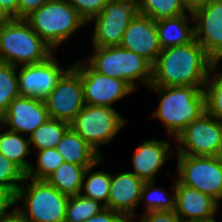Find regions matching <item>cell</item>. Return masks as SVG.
I'll return each instance as SVG.
<instances>
[{
  "label": "cell",
  "instance_id": "1",
  "mask_svg": "<svg viewBox=\"0 0 222 222\" xmlns=\"http://www.w3.org/2000/svg\"><path fill=\"white\" fill-rule=\"evenodd\" d=\"M216 64L196 40L165 48L152 64L151 85L205 87Z\"/></svg>",
  "mask_w": 222,
  "mask_h": 222
},
{
  "label": "cell",
  "instance_id": "2",
  "mask_svg": "<svg viewBox=\"0 0 222 222\" xmlns=\"http://www.w3.org/2000/svg\"><path fill=\"white\" fill-rule=\"evenodd\" d=\"M148 90L159 100L150 115L164 126L174 146L185 127L206 111L204 87L150 85Z\"/></svg>",
  "mask_w": 222,
  "mask_h": 222
},
{
  "label": "cell",
  "instance_id": "3",
  "mask_svg": "<svg viewBox=\"0 0 222 222\" xmlns=\"http://www.w3.org/2000/svg\"><path fill=\"white\" fill-rule=\"evenodd\" d=\"M92 49L83 60L99 74L124 80L136 93L151 85L152 64L141 55L120 45Z\"/></svg>",
  "mask_w": 222,
  "mask_h": 222
},
{
  "label": "cell",
  "instance_id": "4",
  "mask_svg": "<svg viewBox=\"0 0 222 222\" xmlns=\"http://www.w3.org/2000/svg\"><path fill=\"white\" fill-rule=\"evenodd\" d=\"M55 51L25 19H7L0 29V62L15 67L39 63Z\"/></svg>",
  "mask_w": 222,
  "mask_h": 222
},
{
  "label": "cell",
  "instance_id": "5",
  "mask_svg": "<svg viewBox=\"0 0 222 222\" xmlns=\"http://www.w3.org/2000/svg\"><path fill=\"white\" fill-rule=\"evenodd\" d=\"M25 20L54 51L87 25L68 0H50Z\"/></svg>",
  "mask_w": 222,
  "mask_h": 222
},
{
  "label": "cell",
  "instance_id": "6",
  "mask_svg": "<svg viewBox=\"0 0 222 222\" xmlns=\"http://www.w3.org/2000/svg\"><path fill=\"white\" fill-rule=\"evenodd\" d=\"M69 197L46 180L26 177L17 191L16 209L27 222H64Z\"/></svg>",
  "mask_w": 222,
  "mask_h": 222
},
{
  "label": "cell",
  "instance_id": "7",
  "mask_svg": "<svg viewBox=\"0 0 222 222\" xmlns=\"http://www.w3.org/2000/svg\"><path fill=\"white\" fill-rule=\"evenodd\" d=\"M127 123L128 119L114 107L86 104L70 127L103 156L102 146L111 145Z\"/></svg>",
  "mask_w": 222,
  "mask_h": 222
},
{
  "label": "cell",
  "instance_id": "8",
  "mask_svg": "<svg viewBox=\"0 0 222 222\" xmlns=\"http://www.w3.org/2000/svg\"><path fill=\"white\" fill-rule=\"evenodd\" d=\"M176 179L183 185L199 190L222 201V161L215 156L175 154Z\"/></svg>",
  "mask_w": 222,
  "mask_h": 222
},
{
  "label": "cell",
  "instance_id": "9",
  "mask_svg": "<svg viewBox=\"0 0 222 222\" xmlns=\"http://www.w3.org/2000/svg\"><path fill=\"white\" fill-rule=\"evenodd\" d=\"M222 137V121L205 111L175 138V154L215 156Z\"/></svg>",
  "mask_w": 222,
  "mask_h": 222
},
{
  "label": "cell",
  "instance_id": "10",
  "mask_svg": "<svg viewBox=\"0 0 222 222\" xmlns=\"http://www.w3.org/2000/svg\"><path fill=\"white\" fill-rule=\"evenodd\" d=\"M137 13V5L108 1L104 9L87 23L89 26L94 23L92 47L120 45L125 30Z\"/></svg>",
  "mask_w": 222,
  "mask_h": 222
},
{
  "label": "cell",
  "instance_id": "11",
  "mask_svg": "<svg viewBox=\"0 0 222 222\" xmlns=\"http://www.w3.org/2000/svg\"><path fill=\"white\" fill-rule=\"evenodd\" d=\"M44 100L49 118L71 123L86 105L80 71L72 64Z\"/></svg>",
  "mask_w": 222,
  "mask_h": 222
},
{
  "label": "cell",
  "instance_id": "12",
  "mask_svg": "<svg viewBox=\"0 0 222 222\" xmlns=\"http://www.w3.org/2000/svg\"><path fill=\"white\" fill-rule=\"evenodd\" d=\"M72 64L81 74L85 104L114 107L118 101L136 93L124 80L99 74L83 58L75 59Z\"/></svg>",
  "mask_w": 222,
  "mask_h": 222
},
{
  "label": "cell",
  "instance_id": "13",
  "mask_svg": "<svg viewBox=\"0 0 222 222\" xmlns=\"http://www.w3.org/2000/svg\"><path fill=\"white\" fill-rule=\"evenodd\" d=\"M55 53L42 62L17 67L20 96L44 100L56 87L73 62L64 66Z\"/></svg>",
  "mask_w": 222,
  "mask_h": 222
},
{
  "label": "cell",
  "instance_id": "14",
  "mask_svg": "<svg viewBox=\"0 0 222 222\" xmlns=\"http://www.w3.org/2000/svg\"><path fill=\"white\" fill-rule=\"evenodd\" d=\"M191 12L195 40L217 64H222V0H211Z\"/></svg>",
  "mask_w": 222,
  "mask_h": 222
},
{
  "label": "cell",
  "instance_id": "15",
  "mask_svg": "<svg viewBox=\"0 0 222 222\" xmlns=\"http://www.w3.org/2000/svg\"><path fill=\"white\" fill-rule=\"evenodd\" d=\"M49 119L45 100L16 97L1 116L3 129L29 137Z\"/></svg>",
  "mask_w": 222,
  "mask_h": 222
},
{
  "label": "cell",
  "instance_id": "16",
  "mask_svg": "<svg viewBox=\"0 0 222 222\" xmlns=\"http://www.w3.org/2000/svg\"><path fill=\"white\" fill-rule=\"evenodd\" d=\"M174 156L175 147L173 148L169 141L157 138L144 140L133 152V171L130 172L144 182L156 181L157 174Z\"/></svg>",
  "mask_w": 222,
  "mask_h": 222
},
{
  "label": "cell",
  "instance_id": "17",
  "mask_svg": "<svg viewBox=\"0 0 222 222\" xmlns=\"http://www.w3.org/2000/svg\"><path fill=\"white\" fill-rule=\"evenodd\" d=\"M120 46L153 64L162 51L156 23L149 16L137 13L125 30Z\"/></svg>",
  "mask_w": 222,
  "mask_h": 222
},
{
  "label": "cell",
  "instance_id": "18",
  "mask_svg": "<svg viewBox=\"0 0 222 222\" xmlns=\"http://www.w3.org/2000/svg\"><path fill=\"white\" fill-rule=\"evenodd\" d=\"M144 181L130 171L111 173L110 194L106 208L124 214L131 222L137 218Z\"/></svg>",
  "mask_w": 222,
  "mask_h": 222
},
{
  "label": "cell",
  "instance_id": "19",
  "mask_svg": "<svg viewBox=\"0 0 222 222\" xmlns=\"http://www.w3.org/2000/svg\"><path fill=\"white\" fill-rule=\"evenodd\" d=\"M175 213L183 222L206 221L219 214L221 204L208 194L175 182Z\"/></svg>",
  "mask_w": 222,
  "mask_h": 222
},
{
  "label": "cell",
  "instance_id": "20",
  "mask_svg": "<svg viewBox=\"0 0 222 222\" xmlns=\"http://www.w3.org/2000/svg\"><path fill=\"white\" fill-rule=\"evenodd\" d=\"M162 49L184 45L195 40L192 12L156 23Z\"/></svg>",
  "mask_w": 222,
  "mask_h": 222
},
{
  "label": "cell",
  "instance_id": "21",
  "mask_svg": "<svg viewBox=\"0 0 222 222\" xmlns=\"http://www.w3.org/2000/svg\"><path fill=\"white\" fill-rule=\"evenodd\" d=\"M65 162L90 167L102 156L71 127L56 146Z\"/></svg>",
  "mask_w": 222,
  "mask_h": 222
},
{
  "label": "cell",
  "instance_id": "22",
  "mask_svg": "<svg viewBox=\"0 0 222 222\" xmlns=\"http://www.w3.org/2000/svg\"><path fill=\"white\" fill-rule=\"evenodd\" d=\"M0 127V153L7 159L18 165L25 173L31 167L33 162H30L32 149L29 137H24L20 133H15Z\"/></svg>",
  "mask_w": 222,
  "mask_h": 222
},
{
  "label": "cell",
  "instance_id": "23",
  "mask_svg": "<svg viewBox=\"0 0 222 222\" xmlns=\"http://www.w3.org/2000/svg\"><path fill=\"white\" fill-rule=\"evenodd\" d=\"M106 160L107 158L102 156L92 166L87 167L81 190L83 196L97 200L105 206H107L110 194L111 171H107L106 169H98V171H95V168L99 167L102 163V165H104Z\"/></svg>",
  "mask_w": 222,
  "mask_h": 222
},
{
  "label": "cell",
  "instance_id": "24",
  "mask_svg": "<svg viewBox=\"0 0 222 222\" xmlns=\"http://www.w3.org/2000/svg\"><path fill=\"white\" fill-rule=\"evenodd\" d=\"M87 167L64 162L46 181L59 192L68 196L81 194L83 177Z\"/></svg>",
  "mask_w": 222,
  "mask_h": 222
},
{
  "label": "cell",
  "instance_id": "25",
  "mask_svg": "<svg viewBox=\"0 0 222 222\" xmlns=\"http://www.w3.org/2000/svg\"><path fill=\"white\" fill-rule=\"evenodd\" d=\"M172 184V192H169L164 187H159L156 185L155 181L145 182L141 191V197L139 205H145V211L143 213L149 211H171L175 210V201H176V190H175V182L176 177ZM158 186V187H157ZM170 193V194H169Z\"/></svg>",
  "mask_w": 222,
  "mask_h": 222
},
{
  "label": "cell",
  "instance_id": "26",
  "mask_svg": "<svg viewBox=\"0 0 222 222\" xmlns=\"http://www.w3.org/2000/svg\"><path fill=\"white\" fill-rule=\"evenodd\" d=\"M69 128L70 123L49 118L29 136L33 152L32 155H35V151L56 148L57 144L61 141V138Z\"/></svg>",
  "mask_w": 222,
  "mask_h": 222
},
{
  "label": "cell",
  "instance_id": "27",
  "mask_svg": "<svg viewBox=\"0 0 222 222\" xmlns=\"http://www.w3.org/2000/svg\"><path fill=\"white\" fill-rule=\"evenodd\" d=\"M138 13L149 16L155 23L189 13L182 0H139Z\"/></svg>",
  "mask_w": 222,
  "mask_h": 222
},
{
  "label": "cell",
  "instance_id": "28",
  "mask_svg": "<svg viewBox=\"0 0 222 222\" xmlns=\"http://www.w3.org/2000/svg\"><path fill=\"white\" fill-rule=\"evenodd\" d=\"M104 209L106 206L97 200L82 194L73 195L68 199L64 222H84Z\"/></svg>",
  "mask_w": 222,
  "mask_h": 222
},
{
  "label": "cell",
  "instance_id": "29",
  "mask_svg": "<svg viewBox=\"0 0 222 222\" xmlns=\"http://www.w3.org/2000/svg\"><path fill=\"white\" fill-rule=\"evenodd\" d=\"M216 64L205 84L206 111L222 121V65Z\"/></svg>",
  "mask_w": 222,
  "mask_h": 222
},
{
  "label": "cell",
  "instance_id": "30",
  "mask_svg": "<svg viewBox=\"0 0 222 222\" xmlns=\"http://www.w3.org/2000/svg\"><path fill=\"white\" fill-rule=\"evenodd\" d=\"M36 162L31 164L26 177L35 180H46L65 161L56 148L35 151Z\"/></svg>",
  "mask_w": 222,
  "mask_h": 222
},
{
  "label": "cell",
  "instance_id": "31",
  "mask_svg": "<svg viewBox=\"0 0 222 222\" xmlns=\"http://www.w3.org/2000/svg\"><path fill=\"white\" fill-rule=\"evenodd\" d=\"M20 96L17 67L0 62V115L8 109L10 103Z\"/></svg>",
  "mask_w": 222,
  "mask_h": 222
},
{
  "label": "cell",
  "instance_id": "32",
  "mask_svg": "<svg viewBox=\"0 0 222 222\" xmlns=\"http://www.w3.org/2000/svg\"><path fill=\"white\" fill-rule=\"evenodd\" d=\"M25 178L26 173L0 153V186L13 189L17 193Z\"/></svg>",
  "mask_w": 222,
  "mask_h": 222
},
{
  "label": "cell",
  "instance_id": "33",
  "mask_svg": "<svg viewBox=\"0 0 222 222\" xmlns=\"http://www.w3.org/2000/svg\"><path fill=\"white\" fill-rule=\"evenodd\" d=\"M108 1L109 0H68L87 23L104 9Z\"/></svg>",
  "mask_w": 222,
  "mask_h": 222
},
{
  "label": "cell",
  "instance_id": "34",
  "mask_svg": "<svg viewBox=\"0 0 222 222\" xmlns=\"http://www.w3.org/2000/svg\"><path fill=\"white\" fill-rule=\"evenodd\" d=\"M137 219L133 222H183L181 218L175 213V210L171 211H149L140 214L137 213Z\"/></svg>",
  "mask_w": 222,
  "mask_h": 222
},
{
  "label": "cell",
  "instance_id": "35",
  "mask_svg": "<svg viewBox=\"0 0 222 222\" xmlns=\"http://www.w3.org/2000/svg\"><path fill=\"white\" fill-rule=\"evenodd\" d=\"M17 193L13 189L0 186V218L11 214L16 209Z\"/></svg>",
  "mask_w": 222,
  "mask_h": 222
},
{
  "label": "cell",
  "instance_id": "36",
  "mask_svg": "<svg viewBox=\"0 0 222 222\" xmlns=\"http://www.w3.org/2000/svg\"><path fill=\"white\" fill-rule=\"evenodd\" d=\"M84 222H131L124 214L104 209L101 213L94 215Z\"/></svg>",
  "mask_w": 222,
  "mask_h": 222
},
{
  "label": "cell",
  "instance_id": "37",
  "mask_svg": "<svg viewBox=\"0 0 222 222\" xmlns=\"http://www.w3.org/2000/svg\"><path fill=\"white\" fill-rule=\"evenodd\" d=\"M49 1L50 0H19L18 19H25Z\"/></svg>",
  "mask_w": 222,
  "mask_h": 222
},
{
  "label": "cell",
  "instance_id": "38",
  "mask_svg": "<svg viewBox=\"0 0 222 222\" xmlns=\"http://www.w3.org/2000/svg\"><path fill=\"white\" fill-rule=\"evenodd\" d=\"M19 0H0V11L8 18H18Z\"/></svg>",
  "mask_w": 222,
  "mask_h": 222
},
{
  "label": "cell",
  "instance_id": "39",
  "mask_svg": "<svg viewBox=\"0 0 222 222\" xmlns=\"http://www.w3.org/2000/svg\"><path fill=\"white\" fill-rule=\"evenodd\" d=\"M0 222H27L25 217L15 209L11 214L0 218Z\"/></svg>",
  "mask_w": 222,
  "mask_h": 222
},
{
  "label": "cell",
  "instance_id": "40",
  "mask_svg": "<svg viewBox=\"0 0 222 222\" xmlns=\"http://www.w3.org/2000/svg\"><path fill=\"white\" fill-rule=\"evenodd\" d=\"M185 5L190 9H194L195 7L199 6V5H202L204 3H207L211 0H182Z\"/></svg>",
  "mask_w": 222,
  "mask_h": 222
},
{
  "label": "cell",
  "instance_id": "41",
  "mask_svg": "<svg viewBox=\"0 0 222 222\" xmlns=\"http://www.w3.org/2000/svg\"><path fill=\"white\" fill-rule=\"evenodd\" d=\"M109 1L122 2V3L131 4V5H137V6L139 4V0H109Z\"/></svg>",
  "mask_w": 222,
  "mask_h": 222
},
{
  "label": "cell",
  "instance_id": "42",
  "mask_svg": "<svg viewBox=\"0 0 222 222\" xmlns=\"http://www.w3.org/2000/svg\"><path fill=\"white\" fill-rule=\"evenodd\" d=\"M215 157L217 159H219L220 161H222V137H221L219 148L217 150V153H216Z\"/></svg>",
  "mask_w": 222,
  "mask_h": 222
},
{
  "label": "cell",
  "instance_id": "43",
  "mask_svg": "<svg viewBox=\"0 0 222 222\" xmlns=\"http://www.w3.org/2000/svg\"><path fill=\"white\" fill-rule=\"evenodd\" d=\"M8 18L0 11V29Z\"/></svg>",
  "mask_w": 222,
  "mask_h": 222
},
{
  "label": "cell",
  "instance_id": "44",
  "mask_svg": "<svg viewBox=\"0 0 222 222\" xmlns=\"http://www.w3.org/2000/svg\"><path fill=\"white\" fill-rule=\"evenodd\" d=\"M194 222H214V218L206 221H194Z\"/></svg>",
  "mask_w": 222,
  "mask_h": 222
},
{
  "label": "cell",
  "instance_id": "45",
  "mask_svg": "<svg viewBox=\"0 0 222 222\" xmlns=\"http://www.w3.org/2000/svg\"><path fill=\"white\" fill-rule=\"evenodd\" d=\"M221 215H222V212H221ZM217 215L214 217V222H217V219H216ZM222 222V221H221Z\"/></svg>",
  "mask_w": 222,
  "mask_h": 222
}]
</instances>
